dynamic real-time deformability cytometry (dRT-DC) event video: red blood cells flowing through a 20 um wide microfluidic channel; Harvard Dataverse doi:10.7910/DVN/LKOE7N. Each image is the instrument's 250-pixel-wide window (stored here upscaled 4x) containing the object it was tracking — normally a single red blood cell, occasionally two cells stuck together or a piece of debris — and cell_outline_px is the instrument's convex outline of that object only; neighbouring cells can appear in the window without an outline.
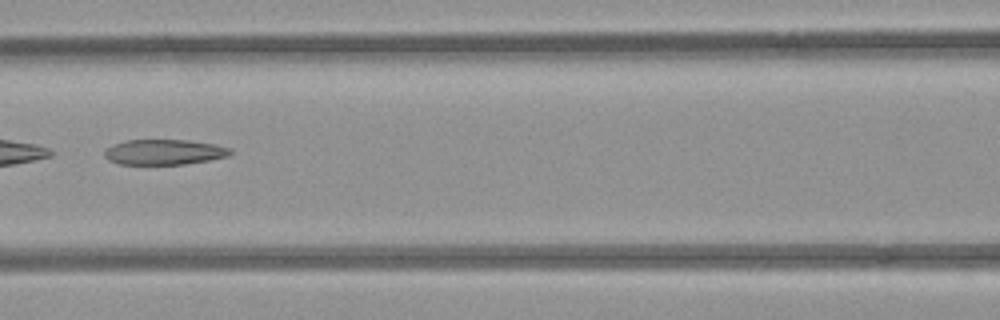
{"species": "common noctule bat (a hibernating species)", "species_latin": "Nyctalus noctula", "temperature_condition": "room temperature", "stored_images_in_passage": 4, "camera_frame_rate_fps": 3000, "um_per_image_px": 0.085, "animal": {"sex": "female", "body_mass_g": 21.9}, "frame": {"image": 1, "passage_image": 3, "time_ms": 2.333, "image_size_px": [1000, 320], "cell_outline_px": [[232, 152], [228, 156], [208, 160], [184, 164], [120, 164], [108, 160], [104, 156], [104, 148], [112, 144], [124, 140], [188, 140], [216, 144], [232, 148]], "centroid_in_image_um": [13.93, 12.91], "position_along_channel_um": 152.7, "area_um2": 18.73}}
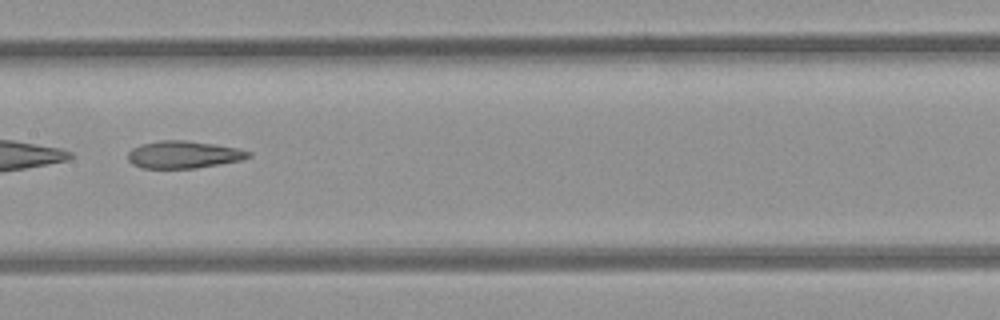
{"frame": {"image": 2, "passage_image": 4, "time_ms": 3.333, "image_size_px": [1000, 320], "cell_outline_px": [[252, 156], [240, 160], [196, 168], [140, 168], [132, 164], [128, 160], [128, 152], [132, 148], [140, 144], [160, 140], [188, 140], [236, 148], [252, 152]], "centroid_in_image_um": [15.56, 13.14], "position_along_channel_um": 191.8, "area_um2": 19.19}}